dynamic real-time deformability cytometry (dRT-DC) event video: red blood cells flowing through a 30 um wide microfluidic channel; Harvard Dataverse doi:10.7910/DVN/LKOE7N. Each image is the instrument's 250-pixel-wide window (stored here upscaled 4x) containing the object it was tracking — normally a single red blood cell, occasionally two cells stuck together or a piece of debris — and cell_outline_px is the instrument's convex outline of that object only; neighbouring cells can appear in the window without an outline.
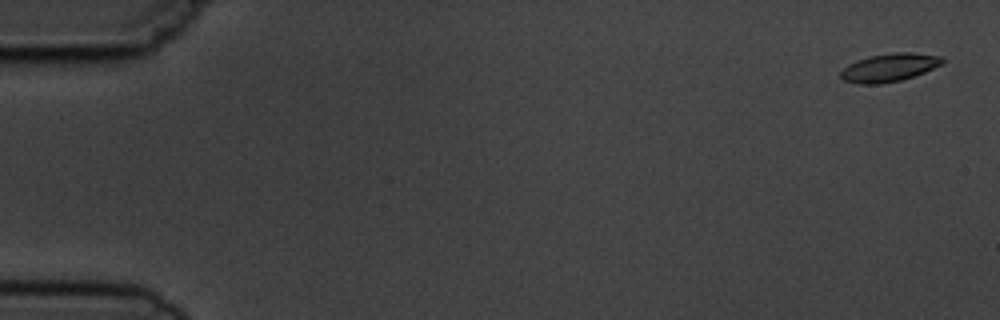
{"species": "common noctule bat (a hibernating species)", "species_latin": "Nyctalus noctula", "temperature_condition": "cold", "stored_images_in_passage": 6, "camera_frame_rate_fps": 3000, "um_per_image_px": 0.085, "animal": {"sex": "male", "body_mass_g": 19.5, "forearm_length_mm": 54.6}, "frame": {"image": 1, "passage_image": 1, "time_ms": 0.0, "image_size_px": [1000, 320], "cell_outline_px": [[944, 60], [940, 64], [924, 72], [900, 80], [880, 84], [856, 84], [844, 80], [840, 76], [840, 72], [848, 64], [856, 60], [868, 56], [896, 52], [912, 52], [944, 56]], "centroid_in_image_um": [75.56, 5.73], "position_along_channel_um": 9.4, "area_um2": 16.65}}
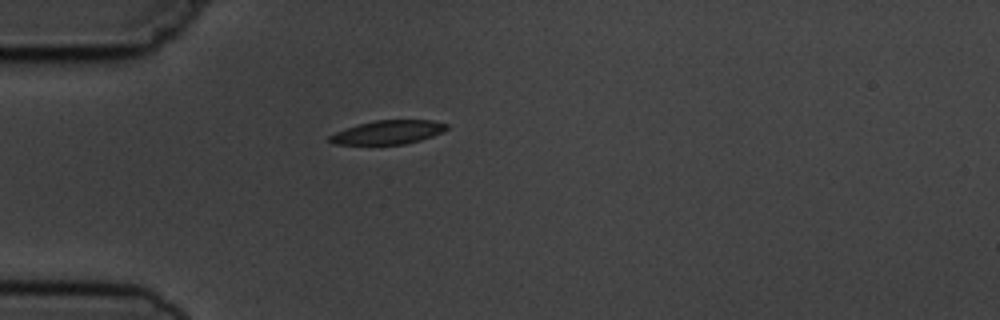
{"frame": {"image": 2, "passage_image": 5, "time_ms": 4.667, "image_size_px": [1000, 320], "cell_outline_px": [[448, 128], [444, 132], [420, 140], [404, 144], [332, 144], [328, 140], [328, 136], [344, 128], [376, 120], [432, 120], [448, 124]], "centroid_in_image_um": [32.99, 11.24], "position_along_channel_um": 52.0, "area_um2": 16.18}}